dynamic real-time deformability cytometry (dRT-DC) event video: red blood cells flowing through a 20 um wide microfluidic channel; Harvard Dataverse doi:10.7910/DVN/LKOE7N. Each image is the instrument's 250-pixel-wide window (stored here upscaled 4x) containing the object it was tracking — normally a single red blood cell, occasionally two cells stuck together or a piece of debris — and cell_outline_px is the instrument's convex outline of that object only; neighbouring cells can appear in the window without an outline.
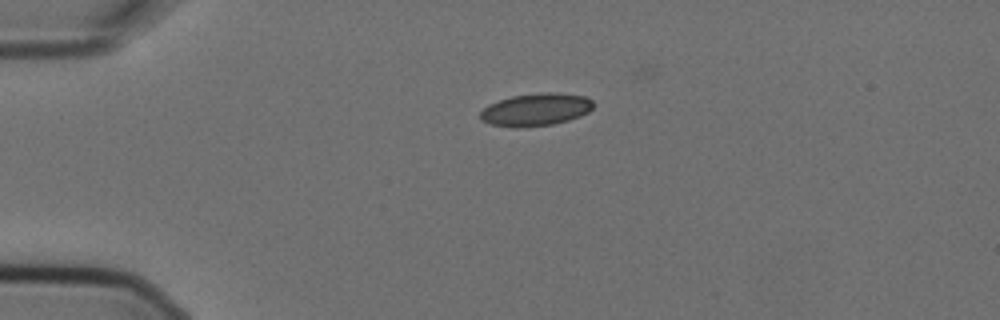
{"species": "Egyptian fruit bat (a non-hibernating species)", "species_latin": "Rousettus aegyptiacus", "temperature_condition": "cold", "stored_images_in_passage": 2, "camera_frame_rate_fps": 3000, "um_per_image_px": 0.085, "animal": {"sex": "female"}, "frame": {"image": 1, "passage_image": 1, "time_ms": 0.0, "image_size_px": [1000, 320], "cell_outline_px": [[592, 108], [588, 112], [580, 116], [568, 120], [552, 124], [516, 128], [488, 124], [480, 120], [480, 112], [488, 104], [512, 96], [540, 92], [556, 92], [584, 96], [592, 100]], "centroid_in_image_um": [45.51, 9.31], "position_along_channel_um": 39.5, "area_um2": 21.5}}